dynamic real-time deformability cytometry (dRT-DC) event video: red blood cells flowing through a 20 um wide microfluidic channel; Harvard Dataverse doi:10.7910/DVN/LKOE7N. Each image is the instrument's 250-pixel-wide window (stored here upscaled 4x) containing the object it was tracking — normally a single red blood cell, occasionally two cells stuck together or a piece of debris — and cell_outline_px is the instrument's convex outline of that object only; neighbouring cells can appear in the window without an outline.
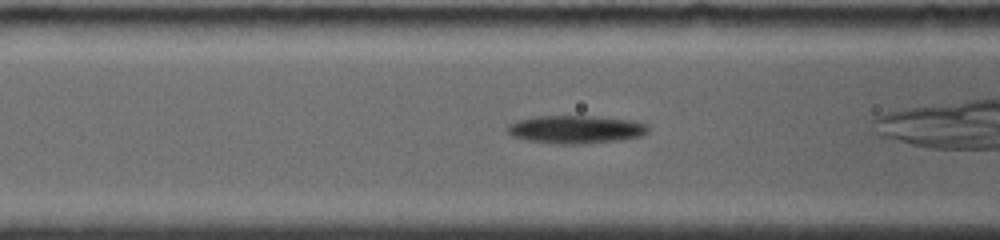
{"species": "common noctule bat (a hibernating species)", "species_latin": "Nyctalus noctula", "temperature_condition": "room temperature", "stored_images_in_passage": 39, "camera_frame_rate_fps": 4000, "um_per_image_px": 0.085, "animal": {"sex": "female", "body_mass_g": 19.0, "forearm_length_mm": 56.7}, "frame": {"image": 1, "passage_image": 6, "time_ms": 1.5, "image_size_px": [1000, 240], "cell_outline_px": [[648, 132], [640, 136], [620, 140], [572, 144], [560, 144], [528, 140], [512, 136], [508, 132], [508, 124], [516, 120], [536, 116], [588, 116], [632, 120], [648, 124]], "centroid_in_image_um": [48.93, 10.99], "position_along_channel_um": 117.7, "area_um2": 22.77}}
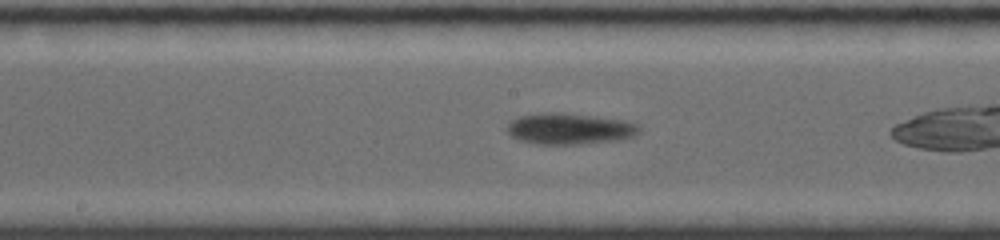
{"frame": {"image": 2, "passage_image": 15, "time_ms": 3.75, "image_size_px": [1000, 240], "cell_outline_px": [[640, 132], [636, 136], [616, 140], [580, 144], [540, 144], [520, 140], [512, 136], [508, 132], [508, 124], [512, 120], [520, 116], [540, 112], [564, 112], [624, 120], [636, 124], [640, 128]], "centroid_in_image_um": [48.43, 10.93], "position_along_channel_um": 199.8, "area_um2": 23.99}}
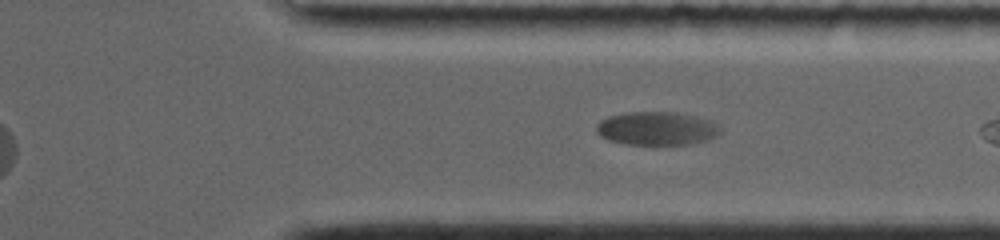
{"frame": {"image": 3, "passage_image": 31, "time_ms": 8.0, "image_size_px": [1000, 240], "cell_outline_px": [[724, 128], [716, 136], [708, 140], [692, 144], [624, 144], [608, 140], [600, 136], [596, 132], [596, 124], [600, 120], [608, 116], [628, 112], [676, 112], [696, 116], [708, 120]], "centroid_in_image_um": [55.82, 10.92], "position_along_channel_um": 355.6, "area_um2": 24.33}, "authors_computed_cell_mechanics": {"area_um2": 23.5246, "velocity_mm_per_s": 3.6576, "shape_relaxation_time_tau1_ms": 9.2378, "shape_relaxation_time_tau2_ms": null, "deformation_change_tau1": 0.2359, "deformation_change_tau2": null}}